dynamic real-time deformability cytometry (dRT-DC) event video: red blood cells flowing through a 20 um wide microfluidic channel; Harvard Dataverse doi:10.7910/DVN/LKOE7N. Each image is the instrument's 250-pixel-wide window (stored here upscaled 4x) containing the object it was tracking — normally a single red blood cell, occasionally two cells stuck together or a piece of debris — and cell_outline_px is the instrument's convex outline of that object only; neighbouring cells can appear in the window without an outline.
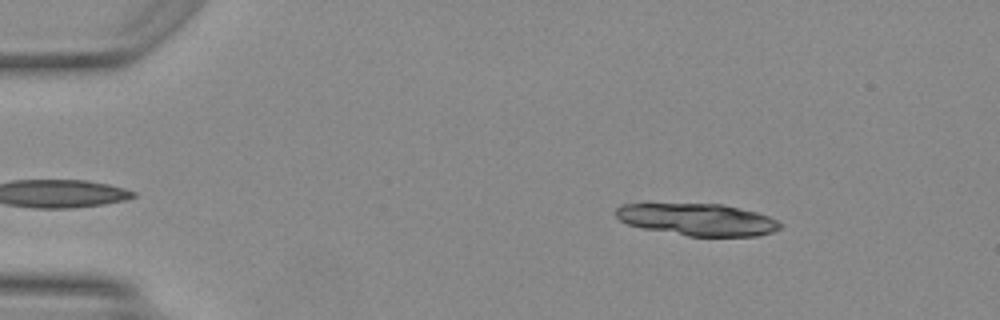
{"species": "Egyptian fruit bat (a non-hibernating species)", "species_latin": "Rousettus aegyptiacus", "temperature_condition": "warm", "stored_images_in_passage": 14, "camera_frame_rate_fps": 3000, "um_per_image_px": 0.085, "animal": {"sex": "female"}, "frame": {"image": 1, "passage_image": 4, "time_ms": 1.0, "image_size_px": [1000, 320], "cell_outline_px": [[780, 228], [772, 232], [756, 236], [688, 236], [644, 228], [628, 224], [620, 220], [616, 216], [616, 208], [620, 204], [724, 204], [756, 212], [768, 216], [776, 220], [780, 224]], "centroid_in_image_um": [59.29, 18.66], "position_along_channel_um": 25.7, "area_um2": 30.4}}